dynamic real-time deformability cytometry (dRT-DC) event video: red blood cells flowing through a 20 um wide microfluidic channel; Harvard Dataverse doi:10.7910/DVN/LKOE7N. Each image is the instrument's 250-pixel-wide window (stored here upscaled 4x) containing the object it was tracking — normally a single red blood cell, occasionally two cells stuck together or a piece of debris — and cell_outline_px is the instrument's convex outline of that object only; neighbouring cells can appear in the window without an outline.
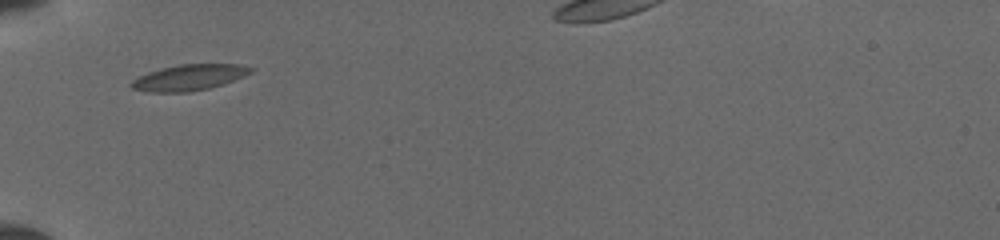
{"species": "common noctule bat (a hibernating species)", "species_latin": "Nyctalus noctula", "temperature_condition": "cold", "stored_images_in_passage": 37, "camera_frame_rate_fps": 3000, "um_per_image_px": 0.085, "animal": {"sex": "female", "body_mass_g": 19.5, "forearm_length_mm": 54.1}, "frame": {"image": 1, "passage_image": 1, "time_ms": 0.0, "image_size_px": [1000, 240], "cell_outline_px": [[256, 68], [252, 72], [232, 80], [208, 88], [188, 92], [152, 92], [132, 88], [128, 84], [132, 80], [148, 72], [160, 68], [180, 64], [240, 64]], "centroid_in_image_um": [16.06, 6.57], "position_along_channel_um": 68.9, "area_um2": 17.86}}
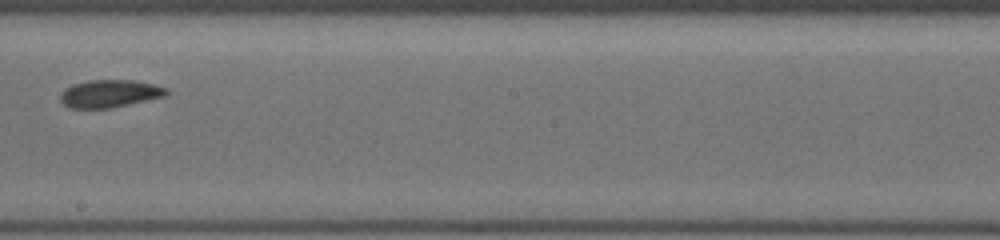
{"frame": {"image": 2, "passage_image": 16, "time_ms": 4.333, "image_size_px": [1000, 240], "cell_outline_px": [[168, 96], [108, 108], [68, 108], [60, 100], [60, 92], [64, 88], [72, 84], [88, 80], [136, 80], [156, 84], [168, 88]], "centroid_in_image_um": [9.33, 7.94], "position_along_channel_um": 238.9, "area_um2": 17.34}}
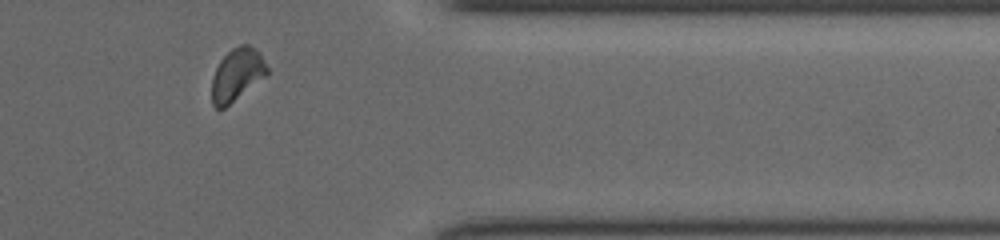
{"frame": {"image": 3, "passage_image": 30, "time_ms": 8.333, "image_size_px": [1000, 240], "cell_outline_px": [[268, 76], [224, 108], [216, 108], [212, 104], [212, 80], [216, 68], [220, 60], [232, 48], [240, 44], [248, 44], [256, 48], [260, 52], [268, 68]], "centroid_in_image_um": [20.18, 6.33], "position_along_channel_um": 391.2, "area_um2": 17.11}}